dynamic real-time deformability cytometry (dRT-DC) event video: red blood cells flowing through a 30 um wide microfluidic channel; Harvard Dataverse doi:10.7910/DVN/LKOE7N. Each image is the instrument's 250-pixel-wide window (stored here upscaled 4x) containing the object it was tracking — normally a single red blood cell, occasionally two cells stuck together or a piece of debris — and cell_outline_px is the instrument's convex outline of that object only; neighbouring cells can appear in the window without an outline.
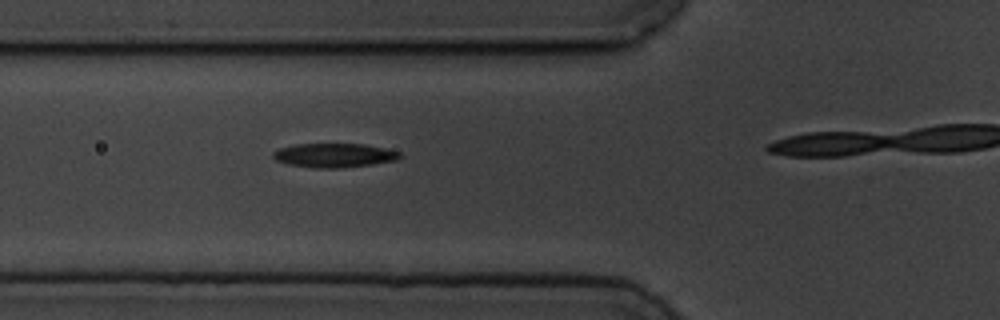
{"species": "common noctule bat (a hibernating species)", "species_latin": "Nyctalus noctula", "temperature_condition": "cold", "stored_images_in_passage": 5, "camera_frame_rate_fps": 3000, "um_per_image_px": 0.085, "animal": {"sex": "male", "body_mass_g": 19.5, "forearm_length_mm": 54.6}, "frame": {"image": 1, "passage_image": 4, "time_ms": 3.333, "image_size_px": [1000, 320], "cell_outline_px": [[400, 156], [396, 160], [372, 164], [340, 168], [316, 168], [288, 164], [276, 160], [272, 156], [272, 152], [280, 148], [296, 144], [364, 144], [384, 148], [400, 152]], "centroid_in_image_um": [28.38, 13.2], "position_along_channel_um": 97.4, "area_um2": 17.63}}